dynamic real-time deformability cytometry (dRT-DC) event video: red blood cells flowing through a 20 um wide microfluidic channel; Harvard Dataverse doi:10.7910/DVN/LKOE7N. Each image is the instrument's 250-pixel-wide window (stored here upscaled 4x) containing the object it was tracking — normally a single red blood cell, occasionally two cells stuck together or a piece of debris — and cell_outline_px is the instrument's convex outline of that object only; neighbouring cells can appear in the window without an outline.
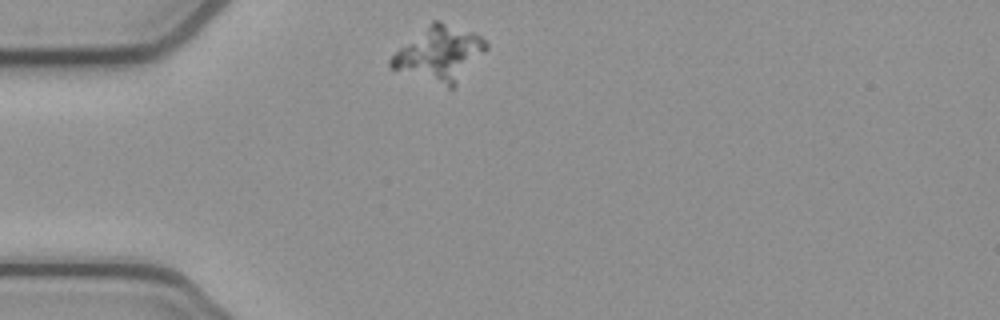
{"species": "common noctule bat (a hibernating species)", "species_latin": "Nyctalus noctula", "temperature_condition": "cold", "stored_images_in_passage": 42, "camera_frame_rate_fps": 3000, "um_per_image_px": 0.085, "animal": {"sex": "female", "body_mass_g": 21.9}, "frame": {"image": 1, "passage_image": 1, "time_ms": 0.0, "image_size_px": [1000, 320], "cell_outline_px": [[488, 48], [452, 88], [448, 88], [392, 68], [388, 64], [388, 60], [400, 48], [432, 20], [436, 20], [472, 32], [480, 36], [488, 44]], "centroid_in_image_um": [37.36, 4.57], "position_along_channel_um": 47.6, "area_um2": 29.54}}
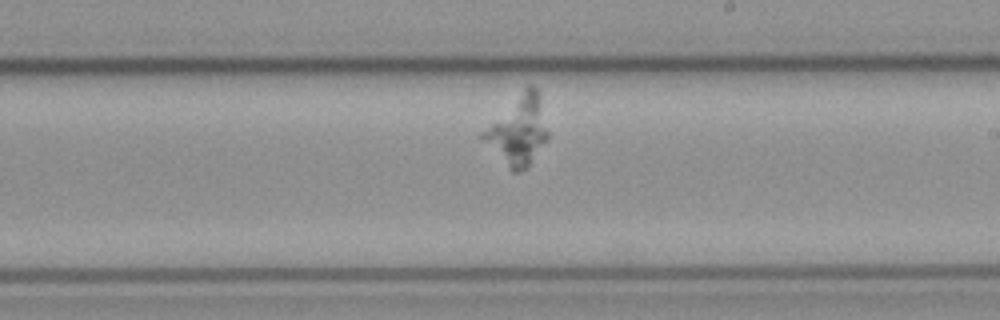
{"frame": {"image": 2, "passage_image": 19, "time_ms": 6.0, "image_size_px": [1000, 320], "cell_outline_px": [[548, 136], [528, 164], [524, 168], [516, 172], [512, 172], [480, 136], [528, 88], [536, 88], [548, 132]], "centroid_in_image_um": [44.07, 11.19], "position_along_channel_um": 244.9, "area_um2": 23.41}}
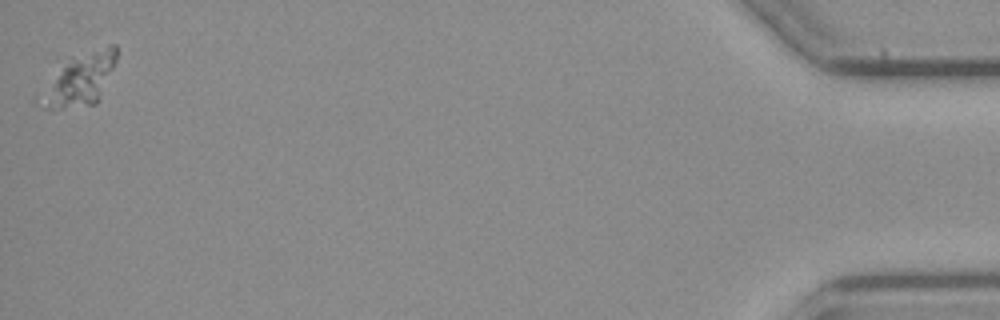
{"frame": {"image": 3, "passage_image": 42, "time_ms": 13.667, "image_size_px": [1000, 320], "cell_outline_px": [[116, 60], [96, 104], [60, 108], [44, 108], [44, 104], [52, 52], [108, 44], [116, 44]], "centroid_in_image_um": [6.7, 6.44], "position_along_channel_um": 428.5, "area_um2": 25.43}}